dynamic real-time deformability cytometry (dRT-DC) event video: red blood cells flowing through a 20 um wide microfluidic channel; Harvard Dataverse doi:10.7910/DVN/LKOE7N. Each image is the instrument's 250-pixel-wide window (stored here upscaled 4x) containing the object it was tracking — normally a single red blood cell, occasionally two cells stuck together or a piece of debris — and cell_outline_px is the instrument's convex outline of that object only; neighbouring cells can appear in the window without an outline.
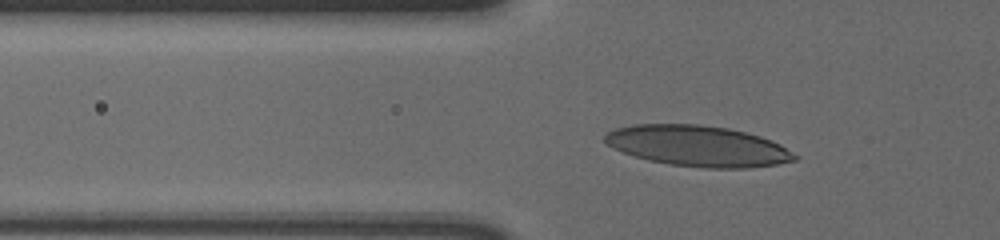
{"species": "human", "species_latin": "Homo sapiens", "temperature_condition": "cold", "stored_images_in_passage": 43, "camera_frame_rate_fps": 3000, "um_per_image_px": 0.085, "donor": {"sex": "male"}, "frame": {"image": 1, "passage_image": 10, "time_ms": 3.0, "image_size_px": [1000, 240], "cell_outline_px": [[800, 156], [796, 160], [776, 164], [748, 168], [708, 168], [668, 164], [648, 160], [612, 148], [604, 140], [604, 136], [608, 132], [616, 128], [632, 124], [700, 124], [728, 128], [760, 136], [772, 140], [780, 144]], "centroid_in_image_um": [59.34, 12.4], "position_along_channel_um": 66.5, "area_um2": 45.14}}
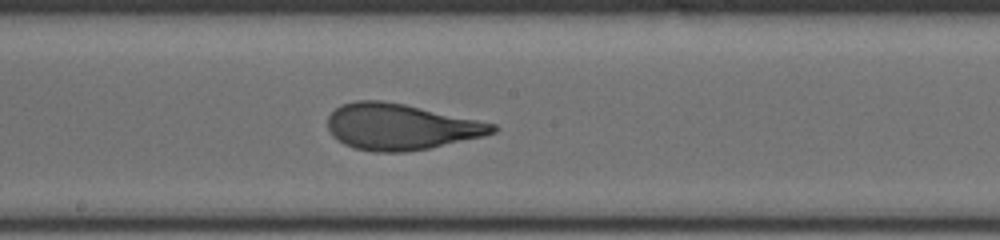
{"frame": {"image": 2, "passage_image": 23, "time_ms": 7.333, "image_size_px": [1000, 240], "cell_outline_px": [[496, 132], [484, 136], [428, 148], [404, 152], [372, 152], [356, 148], [344, 144], [332, 136], [328, 128], [328, 116], [336, 108], [344, 104], [356, 100], [380, 100], [404, 104], [496, 124]], "centroid_in_image_um": [34.03, 10.78], "position_along_channel_um": 214.2, "area_um2": 43.93}}
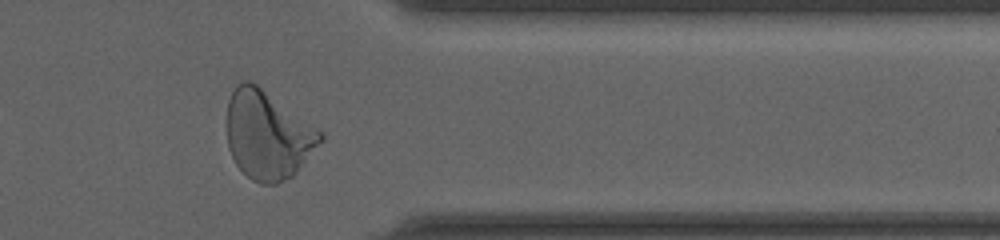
{"frame": {"image": 3, "passage_image": 38, "time_ms": 12.333, "image_size_px": [1000, 240], "cell_outline_px": [[324, 140], [296, 172], [292, 176], [276, 184], [260, 184], [252, 180], [236, 164], [228, 148], [228, 100], [232, 92], [244, 80], [248, 80], [256, 84], [324, 132]], "centroid_in_image_um": [22.79, 11.49], "position_along_channel_um": 388.6, "area_um2": 47.74}, "authors_computed_cell_mechanics": {"area_um2": 43.5812, "velocity_mm_per_s": 3.5918, "shape_relaxation_time_tau1_ms": 4.7955, "shape_relaxation_time_tau2_ms": null, "deformation_change_tau1": 0.1885, "deformation_change_tau2": null}}